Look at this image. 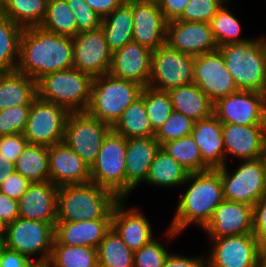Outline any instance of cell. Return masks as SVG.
<instances>
[{"instance_id": "680465c9", "label": "cell", "mask_w": 266, "mask_h": 267, "mask_svg": "<svg viewBox=\"0 0 266 267\" xmlns=\"http://www.w3.org/2000/svg\"><path fill=\"white\" fill-rule=\"evenodd\" d=\"M8 224L0 217V242H4Z\"/></svg>"}, {"instance_id": "f6af8a7d", "label": "cell", "mask_w": 266, "mask_h": 267, "mask_svg": "<svg viewBox=\"0 0 266 267\" xmlns=\"http://www.w3.org/2000/svg\"><path fill=\"white\" fill-rule=\"evenodd\" d=\"M169 254L162 243L153 238L134 251V267H163Z\"/></svg>"}, {"instance_id": "d6986e66", "label": "cell", "mask_w": 266, "mask_h": 267, "mask_svg": "<svg viewBox=\"0 0 266 267\" xmlns=\"http://www.w3.org/2000/svg\"><path fill=\"white\" fill-rule=\"evenodd\" d=\"M225 160L228 156L240 160L262 158L266 150V125H236L222 123Z\"/></svg>"}, {"instance_id": "1f68e13d", "label": "cell", "mask_w": 266, "mask_h": 267, "mask_svg": "<svg viewBox=\"0 0 266 267\" xmlns=\"http://www.w3.org/2000/svg\"><path fill=\"white\" fill-rule=\"evenodd\" d=\"M111 128L126 139L154 136L142 94L124 110Z\"/></svg>"}, {"instance_id": "4dcf8cb0", "label": "cell", "mask_w": 266, "mask_h": 267, "mask_svg": "<svg viewBox=\"0 0 266 267\" xmlns=\"http://www.w3.org/2000/svg\"><path fill=\"white\" fill-rule=\"evenodd\" d=\"M189 172L162 147L149 168L146 184L164 188L183 186Z\"/></svg>"}, {"instance_id": "5bb4252c", "label": "cell", "mask_w": 266, "mask_h": 267, "mask_svg": "<svg viewBox=\"0 0 266 267\" xmlns=\"http://www.w3.org/2000/svg\"><path fill=\"white\" fill-rule=\"evenodd\" d=\"M72 39L73 68L93 79L109 72L113 52L108 47L101 27L79 32Z\"/></svg>"}, {"instance_id": "ba28073f", "label": "cell", "mask_w": 266, "mask_h": 267, "mask_svg": "<svg viewBox=\"0 0 266 267\" xmlns=\"http://www.w3.org/2000/svg\"><path fill=\"white\" fill-rule=\"evenodd\" d=\"M55 227L43 221L17 218L8 224L4 245L35 262H48L54 242ZM38 257V259L32 258ZM40 255V257H39Z\"/></svg>"}, {"instance_id": "30bf717a", "label": "cell", "mask_w": 266, "mask_h": 267, "mask_svg": "<svg viewBox=\"0 0 266 267\" xmlns=\"http://www.w3.org/2000/svg\"><path fill=\"white\" fill-rule=\"evenodd\" d=\"M111 126L86 112H70L63 142L90 167L95 162Z\"/></svg>"}, {"instance_id": "4fadbf2b", "label": "cell", "mask_w": 266, "mask_h": 267, "mask_svg": "<svg viewBox=\"0 0 266 267\" xmlns=\"http://www.w3.org/2000/svg\"><path fill=\"white\" fill-rule=\"evenodd\" d=\"M213 114L222 123L266 125V93L238 90L217 100Z\"/></svg>"}, {"instance_id": "91938a15", "label": "cell", "mask_w": 266, "mask_h": 267, "mask_svg": "<svg viewBox=\"0 0 266 267\" xmlns=\"http://www.w3.org/2000/svg\"><path fill=\"white\" fill-rule=\"evenodd\" d=\"M263 163H264V182H265V192H266V150L264 155L262 156Z\"/></svg>"}, {"instance_id": "9f6ffc18", "label": "cell", "mask_w": 266, "mask_h": 267, "mask_svg": "<svg viewBox=\"0 0 266 267\" xmlns=\"http://www.w3.org/2000/svg\"><path fill=\"white\" fill-rule=\"evenodd\" d=\"M13 171L14 163L0 154V185L12 174Z\"/></svg>"}, {"instance_id": "bcb514c9", "label": "cell", "mask_w": 266, "mask_h": 267, "mask_svg": "<svg viewBox=\"0 0 266 267\" xmlns=\"http://www.w3.org/2000/svg\"><path fill=\"white\" fill-rule=\"evenodd\" d=\"M74 13L77 23V34L101 27L102 17L99 16L85 0H66Z\"/></svg>"}, {"instance_id": "44dd1931", "label": "cell", "mask_w": 266, "mask_h": 267, "mask_svg": "<svg viewBox=\"0 0 266 267\" xmlns=\"http://www.w3.org/2000/svg\"><path fill=\"white\" fill-rule=\"evenodd\" d=\"M252 214L253 206L249 204L223 200L203 231L210 239L252 233Z\"/></svg>"}, {"instance_id": "ee69618b", "label": "cell", "mask_w": 266, "mask_h": 267, "mask_svg": "<svg viewBox=\"0 0 266 267\" xmlns=\"http://www.w3.org/2000/svg\"><path fill=\"white\" fill-rule=\"evenodd\" d=\"M31 105H20L0 111V137L23 133Z\"/></svg>"}, {"instance_id": "9c48e42d", "label": "cell", "mask_w": 266, "mask_h": 267, "mask_svg": "<svg viewBox=\"0 0 266 267\" xmlns=\"http://www.w3.org/2000/svg\"><path fill=\"white\" fill-rule=\"evenodd\" d=\"M240 161L242 163L232 173H229L227 164L217 169L221 175L224 200L253 206L266 196L263 159Z\"/></svg>"}, {"instance_id": "83f0119b", "label": "cell", "mask_w": 266, "mask_h": 267, "mask_svg": "<svg viewBox=\"0 0 266 267\" xmlns=\"http://www.w3.org/2000/svg\"><path fill=\"white\" fill-rule=\"evenodd\" d=\"M38 96L37 82L19 72L0 73V111L31 105Z\"/></svg>"}, {"instance_id": "11a10c76", "label": "cell", "mask_w": 266, "mask_h": 267, "mask_svg": "<svg viewBox=\"0 0 266 267\" xmlns=\"http://www.w3.org/2000/svg\"><path fill=\"white\" fill-rule=\"evenodd\" d=\"M126 0H85V2L102 18L109 15Z\"/></svg>"}, {"instance_id": "f546056e", "label": "cell", "mask_w": 266, "mask_h": 267, "mask_svg": "<svg viewBox=\"0 0 266 267\" xmlns=\"http://www.w3.org/2000/svg\"><path fill=\"white\" fill-rule=\"evenodd\" d=\"M101 29L112 52L133 41L132 0L124 1L109 15L103 17Z\"/></svg>"}, {"instance_id": "db71d44e", "label": "cell", "mask_w": 266, "mask_h": 267, "mask_svg": "<svg viewBox=\"0 0 266 267\" xmlns=\"http://www.w3.org/2000/svg\"><path fill=\"white\" fill-rule=\"evenodd\" d=\"M34 263L33 259H28L17 251L7 247L3 249L1 267H31Z\"/></svg>"}, {"instance_id": "836d02e7", "label": "cell", "mask_w": 266, "mask_h": 267, "mask_svg": "<svg viewBox=\"0 0 266 267\" xmlns=\"http://www.w3.org/2000/svg\"><path fill=\"white\" fill-rule=\"evenodd\" d=\"M48 0H5L0 13L22 28L38 27L47 12Z\"/></svg>"}, {"instance_id": "6da1fadb", "label": "cell", "mask_w": 266, "mask_h": 267, "mask_svg": "<svg viewBox=\"0 0 266 267\" xmlns=\"http://www.w3.org/2000/svg\"><path fill=\"white\" fill-rule=\"evenodd\" d=\"M73 68V39L43 30L23 29L20 41L19 71L36 82L47 74Z\"/></svg>"}, {"instance_id": "c3c4849f", "label": "cell", "mask_w": 266, "mask_h": 267, "mask_svg": "<svg viewBox=\"0 0 266 267\" xmlns=\"http://www.w3.org/2000/svg\"><path fill=\"white\" fill-rule=\"evenodd\" d=\"M253 236L259 245H266V196L253 205Z\"/></svg>"}, {"instance_id": "8992f818", "label": "cell", "mask_w": 266, "mask_h": 267, "mask_svg": "<svg viewBox=\"0 0 266 267\" xmlns=\"http://www.w3.org/2000/svg\"><path fill=\"white\" fill-rule=\"evenodd\" d=\"M93 78L78 69L56 71L37 82L38 96L69 112H86L91 101Z\"/></svg>"}, {"instance_id": "7bdbcfd3", "label": "cell", "mask_w": 266, "mask_h": 267, "mask_svg": "<svg viewBox=\"0 0 266 267\" xmlns=\"http://www.w3.org/2000/svg\"><path fill=\"white\" fill-rule=\"evenodd\" d=\"M230 0H190L178 20L187 22H207Z\"/></svg>"}, {"instance_id": "484cf974", "label": "cell", "mask_w": 266, "mask_h": 267, "mask_svg": "<svg viewBox=\"0 0 266 267\" xmlns=\"http://www.w3.org/2000/svg\"><path fill=\"white\" fill-rule=\"evenodd\" d=\"M112 227V218L76 222L57 221L53 244L96 248Z\"/></svg>"}, {"instance_id": "f907efd6", "label": "cell", "mask_w": 266, "mask_h": 267, "mask_svg": "<svg viewBox=\"0 0 266 267\" xmlns=\"http://www.w3.org/2000/svg\"><path fill=\"white\" fill-rule=\"evenodd\" d=\"M163 267H207L206 256L187 257L170 252Z\"/></svg>"}, {"instance_id": "603a6c76", "label": "cell", "mask_w": 266, "mask_h": 267, "mask_svg": "<svg viewBox=\"0 0 266 267\" xmlns=\"http://www.w3.org/2000/svg\"><path fill=\"white\" fill-rule=\"evenodd\" d=\"M58 189L51 181L30 183L18 200L19 217L43 221L55 227Z\"/></svg>"}, {"instance_id": "e575fe53", "label": "cell", "mask_w": 266, "mask_h": 267, "mask_svg": "<svg viewBox=\"0 0 266 267\" xmlns=\"http://www.w3.org/2000/svg\"><path fill=\"white\" fill-rule=\"evenodd\" d=\"M23 29L0 13V73L16 71Z\"/></svg>"}, {"instance_id": "d590c367", "label": "cell", "mask_w": 266, "mask_h": 267, "mask_svg": "<svg viewBox=\"0 0 266 267\" xmlns=\"http://www.w3.org/2000/svg\"><path fill=\"white\" fill-rule=\"evenodd\" d=\"M98 267H134V252L111 227L97 247Z\"/></svg>"}, {"instance_id": "4316f807", "label": "cell", "mask_w": 266, "mask_h": 267, "mask_svg": "<svg viewBox=\"0 0 266 267\" xmlns=\"http://www.w3.org/2000/svg\"><path fill=\"white\" fill-rule=\"evenodd\" d=\"M191 136L200 150L203 162L210 169L226 165L222 122L214 114L196 121Z\"/></svg>"}, {"instance_id": "ac0fdd59", "label": "cell", "mask_w": 266, "mask_h": 267, "mask_svg": "<svg viewBox=\"0 0 266 267\" xmlns=\"http://www.w3.org/2000/svg\"><path fill=\"white\" fill-rule=\"evenodd\" d=\"M166 44L179 52L197 56L218 50L210 23L174 20L167 23Z\"/></svg>"}, {"instance_id": "816d5d0a", "label": "cell", "mask_w": 266, "mask_h": 267, "mask_svg": "<svg viewBox=\"0 0 266 267\" xmlns=\"http://www.w3.org/2000/svg\"><path fill=\"white\" fill-rule=\"evenodd\" d=\"M167 22L178 20L190 0H157Z\"/></svg>"}, {"instance_id": "f5cc1de1", "label": "cell", "mask_w": 266, "mask_h": 267, "mask_svg": "<svg viewBox=\"0 0 266 267\" xmlns=\"http://www.w3.org/2000/svg\"><path fill=\"white\" fill-rule=\"evenodd\" d=\"M0 217L7 223L19 218L18 201L0 192Z\"/></svg>"}, {"instance_id": "5b68a950", "label": "cell", "mask_w": 266, "mask_h": 267, "mask_svg": "<svg viewBox=\"0 0 266 267\" xmlns=\"http://www.w3.org/2000/svg\"><path fill=\"white\" fill-rule=\"evenodd\" d=\"M142 89L136 82L103 74L93 79L87 112L112 127L124 110L141 96Z\"/></svg>"}, {"instance_id": "8d00e7d4", "label": "cell", "mask_w": 266, "mask_h": 267, "mask_svg": "<svg viewBox=\"0 0 266 267\" xmlns=\"http://www.w3.org/2000/svg\"><path fill=\"white\" fill-rule=\"evenodd\" d=\"M49 267H98L97 249L53 244Z\"/></svg>"}, {"instance_id": "681fc988", "label": "cell", "mask_w": 266, "mask_h": 267, "mask_svg": "<svg viewBox=\"0 0 266 267\" xmlns=\"http://www.w3.org/2000/svg\"><path fill=\"white\" fill-rule=\"evenodd\" d=\"M30 183L31 182L24 176L13 171L12 174L0 185V192L18 201L27 191Z\"/></svg>"}, {"instance_id": "b9f144b4", "label": "cell", "mask_w": 266, "mask_h": 267, "mask_svg": "<svg viewBox=\"0 0 266 267\" xmlns=\"http://www.w3.org/2000/svg\"><path fill=\"white\" fill-rule=\"evenodd\" d=\"M195 121L173 111L168 119L158 128L154 136L162 146L164 143L191 135Z\"/></svg>"}, {"instance_id": "cb8c5ba5", "label": "cell", "mask_w": 266, "mask_h": 267, "mask_svg": "<svg viewBox=\"0 0 266 267\" xmlns=\"http://www.w3.org/2000/svg\"><path fill=\"white\" fill-rule=\"evenodd\" d=\"M125 202L126 199H120L114 205L112 228L134 252L153 239L154 233L147 217L137 207L127 208Z\"/></svg>"}, {"instance_id": "6f0895ef", "label": "cell", "mask_w": 266, "mask_h": 267, "mask_svg": "<svg viewBox=\"0 0 266 267\" xmlns=\"http://www.w3.org/2000/svg\"><path fill=\"white\" fill-rule=\"evenodd\" d=\"M257 267H266V245H259Z\"/></svg>"}, {"instance_id": "277c9868", "label": "cell", "mask_w": 266, "mask_h": 267, "mask_svg": "<svg viewBox=\"0 0 266 267\" xmlns=\"http://www.w3.org/2000/svg\"><path fill=\"white\" fill-rule=\"evenodd\" d=\"M238 90L266 93V37L218 48Z\"/></svg>"}, {"instance_id": "94428289", "label": "cell", "mask_w": 266, "mask_h": 267, "mask_svg": "<svg viewBox=\"0 0 266 267\" xmlns=\"http://www.w3.org/2000/svg\"><path fill=\"white\" fill-rule=\"evenodd\" d=\"M31 267H49L48 262H35Z\"/></svg>"}, {"instance_id": "9a60e30c", "label": "cell", "mask_w": 266, "mask_h": 267, "mask_svg": "<svg viewBox=\"0 0 266 267\" xmlns=\"http://www.w3.org/2000/svg\"><path fill=\"white\" fill-rule=\"evenodd\" d=\"M193 83L198 86L213 103L238 91L219 50L195 56Z\"/></svg>"}, {"instance_id": "ab89813d", "label": "cell", "mask_w": 266, "mask_h": 267, "mask_svg": "<svg viewBox=\"0 0 266 267\" xmlns=\"http://www.w3.org/2000/svg\"><path fill=\"white\" fill-rule=\"evenodd\" d=\"M226 1L218 12L212 17L210 27L218 47L230 43H243L250 38L240 37L241 22L228 10Z\"/></svg>"}, {"instance_id": "ffe728a7", "label": "cell", "mask_w": 266, "mask_h": 267, "mask_svg": "<svg viewBox=\"0 0 266 267\" xmlns=\"http://www.w3.org/2000/svg\"><path fill=\"white\" fill-rule=\"evenodd\" d=\"M152 52L149 48L131 41L112 53L108 73L116 78L133 81L146 87L151 74Z\"/></svg>"}, {"instance_id": "7a4b0ae2", "label": "cell", "mask_w": 266, "mask_h": 267, "mask_svg": "<svg viewBox=\"0 0 266 267\" xmlns=\"http://www.w3.org/2000/svg\"><path fill=\"white\" fill-rule=\"evenodd\" d=\"M184 185L188 186L180 194L175 216L166 231L170 239L193 224L204 229L215 208L224 200L221 175L217 169L189 173Z\"/></svg>"}, {"instance_id": "7dc6e473", "label": "cell", "mask_w": 266, "mask_h": 267, "mask_svg": "<svg viewBox=\"0 0 266 267\" xmlns=\"http://www.w3.org/2000/svg\"><path fill=\"white\" fill-rule=\"evenodd\" d=\"M27 144L28 141L23 133L1 136L0 154L15 163Z\"/></svg>"}, {"instance_id": "d4e9b609", "label": "cell", "mask_w": 266, "mask_h": 267, "mask_svg": "<svg viewBox=\"0 0 266 267\" xmlns=\"http://www.w3.org/2000/svg\"><path fill=\"white\" fill-rule=\"evenodd\" d=\"M161 148L155 136L127 139L126 145V197L140 183H145L149 168Z\"/></svg>"}, {"instance_id": "2e32d148", "label": "cell", "mask_w": 266, "mask_h": 267, "mask_svg": "<svg viewBox=\"0 0 266 267\" xmlns=\"http://www.w3.org/2000/svg\"><path fill=\"white\" fill-rule=\"evenodd\" d=\"M207 267H257L258 247L253 233L210 239Z\"/></svg>"}, {"instance_id": "74e56055", "label": "cell", "mask_w": 266, "mask_h": 267, "mask_svg": "<svg viewBox=\"0 0 266 267\" xmlns=\"http://www.w3.org/2000/svg\"><path fill=\"white\" fill-rule=\"evenodd\" d=\"M40 27L57 35L74 37L77 23L66 0H48L47 12Z\"/></svg>"}, {"instance_id": "e0dca14e", "label": "cell", "mask_w": 266, "mask_h": 267, "mask_svg": "<svg viewBox=\"0 0 266 267\" xmlns=\"http://www.w3.org/2000/svg\"><path fill=\"white\" fill-rule=\"evenodd\" d=\"M133 41L151 51L166 44L167 21L158 1L132 0Z\"/></svg>"}, {"instance_id": "6125c7cd", "label": "cell", "mask_w": 266, "mask_h": 267, "mask_svg": "<svg viewBox=\"0 0 266 267\" xmlns=\"http://www.w3.org/2000/svg\"><path fill=\"white\" fill-rule=\"evenodd\" d=\"M6 246L4 245V242H0V267H1V261H2V255H3V249Z\"/></svg>"}, {"instance_id": "3957f363", "label": "cell", "mask_w": 266, "mask_h": 267, "mask_svg": "<svg viewBox=\"0 0 266 267\" xmlns=\"http://www.w3.org/2000/svg\"><path fill=\"white\" fill-rule=\"evenodd\" d=\"M120 199L94 182L59 186L57 221L76 222L112 218L114 205Z\"/></svg>"}, {"instance_id": "d6a6232c", "label": "cell", "mask_w": 266, "mask_h": 267, "mask_svg": "<svg viewBox=\"0 0 266 267\" xmlns=\"http://www.w3.org/2000/svg\"><path fill=\"white\" fill-rule=\"evenodd\" d=\"M14 171L31 183L50 181L48 146L27 144L14 163Z\"/></svg>"}, {"instance_id": "52a82bcc", "label": "cell", "mask_w": 266, "mask_h": 267, "mask_svg": "<svg viewBox=\"0 0 266 267\" xmlns=\"http://www.w3.org/2000/svg\"><path fill=\"white\" fill-rule=\"evenodd\" d=\"M127 139L112 129L104 137L95 162L90 167V181L126 199Z\"/></svg>"}, {"instance_id": "8fae6325", "label": "cell", "mask_w": 266, "mask_h": 267, "mask_svg": "<svg viewBox=\"0 0 266 267\" xmlns=\"http://www.w3.org/2000/svg\"><path fill=\"white\" fill-rule=\"evenodd\" d=\"M195 56L179 52L167 44L152 52L148 86L160 91L193 83Z\"/></svg>"}, {"instance_id": "f35d334b", "label": "cell", "mask_w": 266, "mask_h": 267, "mask_svg": "<svg viewBox=\"0 0 266 267\" xmlns=\"http://www.w3.org/2000/svg\"><path fill=\"white\" fill-rule=\"evenodd\" d=\"M161 147L189 173L210 170L203 162L200 150L191 135L168 141Z\"/></svg>"}, {"instance_id": "60d3db41", "label": "cell", "mask_w": 266, "mask_h": 267, "mask_svg": "<svg viewBox=\"0 0 266 267\" xmlns=\"http://www.w3.org/2000/svg\"><path fill=\"white\" fill-rule=\"evenodd\" d=\"M144 105L154 132L168 119L173 112L170 95L167 91H160L149 86L143 87Z\"/></svg>"}, {"instance_id": "7402d4cb", "label": "cell", "mask_w": 266, "mask_h": 267, "mask_svg": "<svg viewBox=\"0 0 266 267\" xmlns=\"http://www.w3.org/2000/svg\"><path fill=\"white\" fill-rule=\"evenodd\" d=\"M50 181L56 186L90 182V166L60 142L48 147Z\"/></svg>"}, {"instance_id": "7c38bea8", "label": "cell", "mask_w": 266, "mask_h": 267, "mask_svg": "<svg viewBox=\"0 0 266 267\" xmlns=\"http://www.w3.org/2000/svg\"><path fill=\"white\" fill-rule=\"evenodd\" d=\"M69 111L37 96L31 104L23 135L28 144L52 146L63 142Z\"/></svg>"}, {"instance_id": "f1b7e54d", "label": "cell", "mask_w": 266, "mask_h": 267, "mask_svg": "<svg viewBox=\"0 0 266 267\" xmlns=\"http://www.w3.org/2000/svg\"><path fill=\"white\" fill-rule=\"evenodd\" d=\"M168 93L173 111L182 113L195 122L213 115L214 103L194 83L173 88Z\"/></svg>"}]
</instances>
